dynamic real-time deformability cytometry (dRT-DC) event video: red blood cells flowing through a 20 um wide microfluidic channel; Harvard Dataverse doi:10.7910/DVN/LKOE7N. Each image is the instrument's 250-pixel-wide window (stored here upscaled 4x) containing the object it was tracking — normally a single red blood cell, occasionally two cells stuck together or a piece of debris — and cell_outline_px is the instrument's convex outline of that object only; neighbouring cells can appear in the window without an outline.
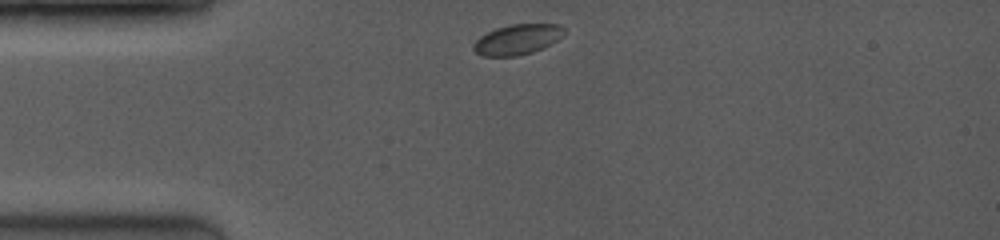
{"species": "common noctule bat (a hibernating species)", "species_latin": "Nyctalus noctula", "temperature_condition": "room temperature", "stored_images_in_passage": 7, "camera_frame_rate_fps": 3500, "um_per_image_px": 0.085, "animal": {"sex": "female", "body_mass_g": 19.0, "forearm_length_mm": 53.3}, "frame": {"image": 1, "passage_image": 1, "time_ms": 0.0, "image_size_px": [1000, 240], "cell_outline_px": [[564, 32], [556, 40], [532, 52], [516, 56], [484, 56], [476, 52], [472, 48], [472, 44], [480, 36], [496, 28], [512, 24], [560, 24], [564, 28]], "centroid_in_image_um": [43.93, 3.35], "position_along_channel_um": 41.1, "area_um2": 15.72}}
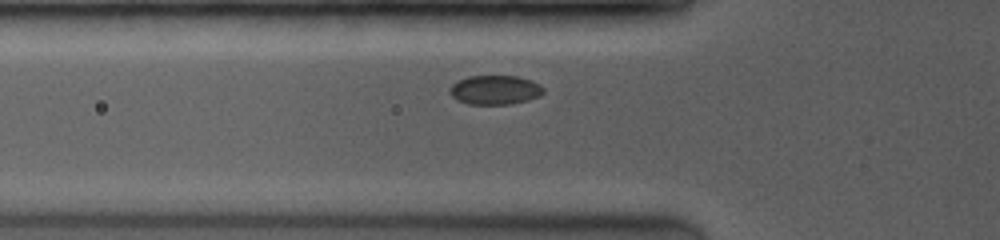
{"frame": {"image": 2, "passage_image": 4, "time_ms": 1.714, "image_size_px": [1000, 240], "cell_outline_px": [[544, 92], [540, 96], [528, 100], [508, 104], [468, 104], [456, 100], [448, 92], [448, 88], [452, 84], [468, 76], [516, 76], [532, 80], [540, 84], [544, 88]], "centroid_in_image_um": [42.07, 7.64], "position_along_channel_um": 83.7, "area_um2": 16.07}}